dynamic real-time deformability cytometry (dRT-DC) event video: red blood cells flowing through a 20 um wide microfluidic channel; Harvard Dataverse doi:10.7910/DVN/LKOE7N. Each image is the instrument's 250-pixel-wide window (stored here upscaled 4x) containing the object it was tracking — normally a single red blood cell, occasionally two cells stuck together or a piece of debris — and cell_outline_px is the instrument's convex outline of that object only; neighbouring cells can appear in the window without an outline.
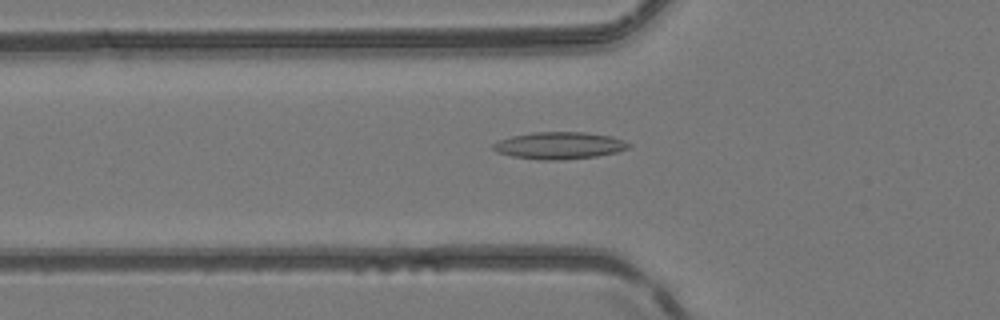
{"species": "common noctule bat (a hibernating species)", "species_latin": "Nyctalus noctula", "temperature_condition": "room temperature", "stored_images_in_passage": 50, "camera_frame_rate_fps": 3000, "um_per_image_px": 0.085, "animal": {"sex": "female", "body_mass_g": 24.6, "forearm_length_mm": 56.2}, "frame": {"image": 1, "passage_image": 18, "time_ms": 5.667, "image_size_px": [1000, 320], "cell_outline_px": [[632, 148], [616, 152], [596, 156], [564, 160], [540, 160], [512, 156], [496, 152], [492, 148], [492, 144], [500, 140], [512, 136], [532, 132], [584, 132], [612, 136], [624, 140], [632, 144]], "centroid_in_image_um": [47.58, 12.37], "position_along_channel_um": 78.2, "area_um2": 21.56}}
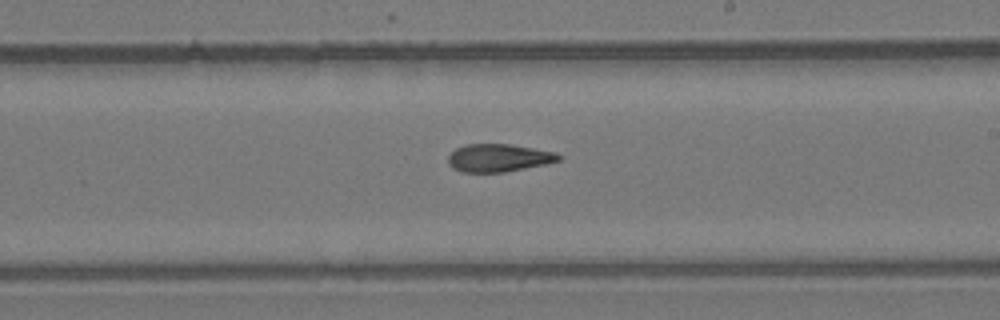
{"frame": {"image": 2, "passage_image": 30, "time_ms": 9.667, "image_size_px": [1000, 320], "cell_outline_px": [[564, 156], [560, 160], [544, 164], [504, 172], [460, 172], [452, 168], [448, 164], [448, 156], [456, 148], [464, 144], [508, 144], [556, 152]], "centroid_in_image_um": [42.36, 13.42], "position_along_channel_um": 246.6, "area_um2": 17.92}}
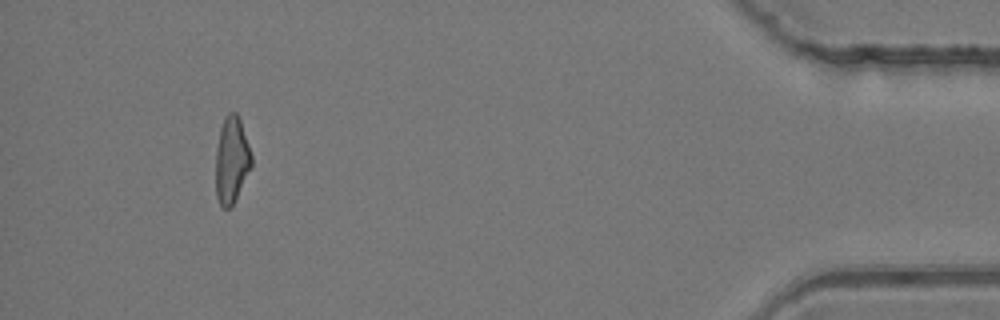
{"frame": {"image": 3, "passage_image": 47, "time_ms": 15.333, "image_size_px": [1000, 320], "cell_outline_px": [[252, 164], [232, 204], [228, 208], [224, 208], [220, 204], [216, 196], [216, 148], [220, 128], [224, 116], [228, 112], [236, 112], [240, 120], [252, 156]], "centroid_in_image_um": [19.66, 13.55], "position_along_channel_um": 415.5, "area_um2": 17.69}, "authors_computed_cell_mechanics": {"area_um2": 18.8717, "velocity_mm_per_s": 4.1855, "shape_relaxation_time_tau1_ms": null, "shape_relaxation_time_tau2_ms": 5.1465, "deformation_change_tau1": null, "deformation_change_tau2": 0.1554}}